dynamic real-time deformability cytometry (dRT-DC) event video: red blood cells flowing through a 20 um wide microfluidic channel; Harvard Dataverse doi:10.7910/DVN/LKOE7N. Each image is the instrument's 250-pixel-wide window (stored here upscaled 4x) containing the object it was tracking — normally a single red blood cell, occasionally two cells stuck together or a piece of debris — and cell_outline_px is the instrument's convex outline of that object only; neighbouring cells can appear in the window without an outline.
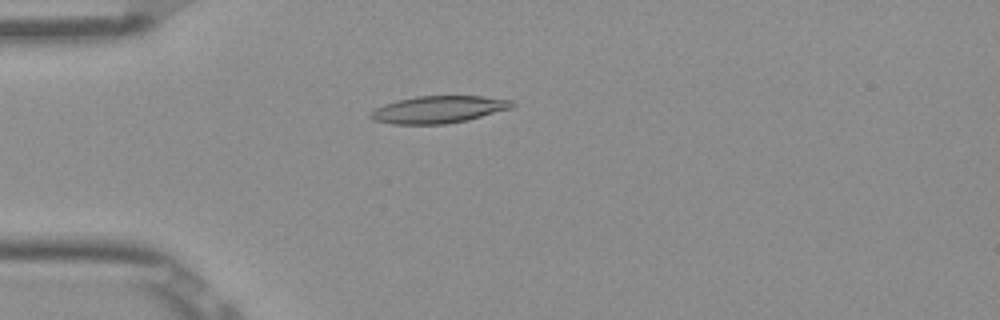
{"species": "Egyptian fruit bat (a non-hibernating species)", "species_latin": "Rousettus aegyptiacus", "temperature_condition": "room temperature", "stored_images_in_passage": 52, "camera_frame_rate_fps": 3000, "um_per_image_px": 0.085, "frame": {"image": 1, "passage_image": 14, "time_ms": 4.333, "image_size_px": [1000, 320], "cell_outline_px": [[516, 104], [512, 108], [468, 120], [444, 124], [392, 124], [372, 120], [368, 116], [368, 112], [384, 104], [396, 100], [416, 96], [484, 96], [516, 100]], "centroid_in_image_um": [37.28, 9.3], "position_along_channel_um": 47.7, "area_um2": 22.77}}
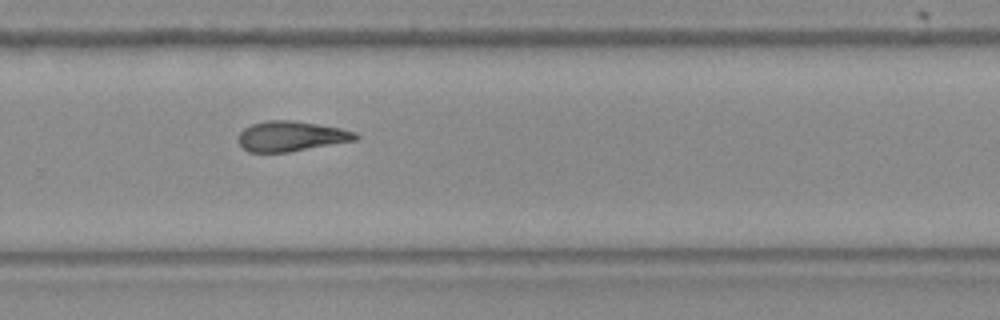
{"frame": {"image": 2, "passage_image": 35, "time_ms": 11.333, "image_size_px": [1000, 320], "cell_outline_px": [[360, 136], [356, 140], [288, 152], [248, 152], [236, 140], [240, 132], [244, 128], [252, 124], [264, 120], [292, 120], [340, 128], [356, 132]], "centroid_in_image_um": [24.72, 11.57], "position_along_channel_um": 305.1, "area_um2": 20.58}}
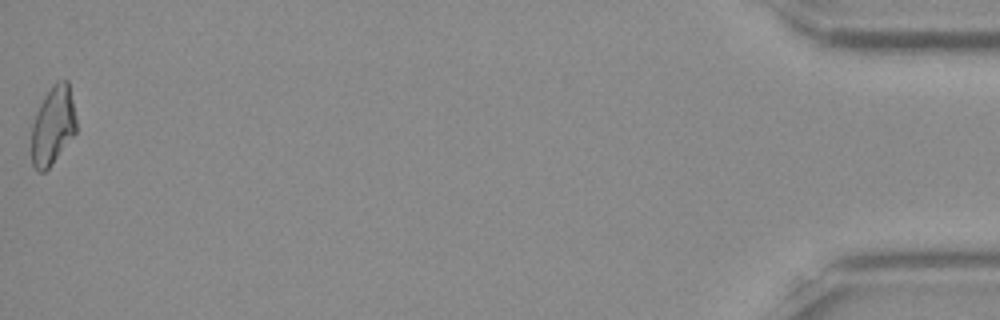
{"frame": {"image": 3, "passage_image": 52, "time_ms": 17.0, "image_size_px": [1000, 320], "cell_outline_px": [[76, 132], [52, 164], [44, 172], [36, 172], [32, 164], [32, 124], [36, 112], [44, 96], [52, 84], [56, 80], [68, 80], [76, 120]], "centroid_in_image_um": [4.48, 10.67], "position_along_channel_um": 430.7, "area_um2": 20.46}, "authors_computed_cell_mechanics": {"area_um2": 21.0103, "velocity_mm_per_s": 3.9087, "shape_relaxation_time_tau1_ms": 8.6071, "shape_relaxation_time_tau2_ms": 2.9449, "deformation_change_tau1": 0.232, "deformation_change_tau2": 0.1209}}